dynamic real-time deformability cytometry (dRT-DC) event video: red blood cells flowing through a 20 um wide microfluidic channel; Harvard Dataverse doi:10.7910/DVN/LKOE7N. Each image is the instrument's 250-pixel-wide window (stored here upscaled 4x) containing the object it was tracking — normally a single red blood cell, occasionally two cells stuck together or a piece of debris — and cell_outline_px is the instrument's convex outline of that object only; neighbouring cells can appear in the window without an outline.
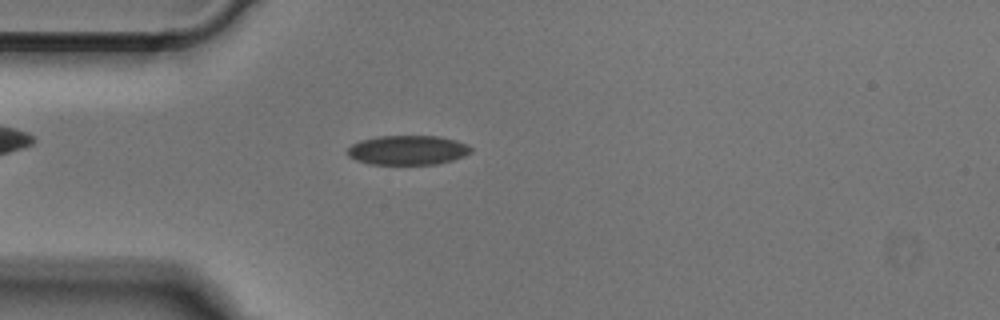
{"species": "Egyptian fruit bat (a non-hibernating species)", "species_latin": "Rousettus aegyptiacus", "temperature_condition": "cold", "stored_images_in_passage": 22, "camera_frame_rate_fps": 3000, "um_per_image_px": 0.085, "animal": {"sex": "male"}, "frame": {"image": 1, "passage_image": 12, "time_ms": 3.667, "image_size_px": [1000, 320], "cell_outline_px": [[472, 152], [464, 156], [452, 160], [436, 164], [368, 164], [356, 160], [348, 156], [348, 148], [352, 144], [360, 140], [376, 136], [440, 136], [456, 140], [468, 144], [472, 148]], "centroid_in_image_um": [34.67, 12.75], "position_along_channel_um": 50.3, "area_um2": 21.33}}
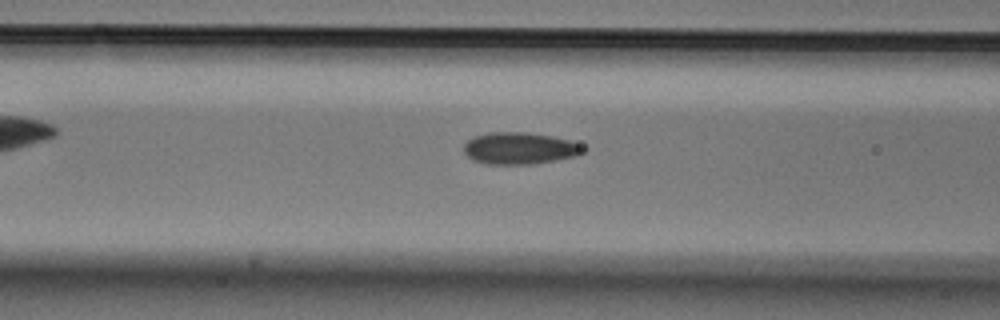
{"frame": {"image": 2, "passage_image": 18, "time_ms": 5.667, "image_size_px": [1000, 320], "cell_outline_px": [[588, 148], [584, 152], [576, 156], [556, 160], [532, 164], [484, 164], [472, 160], [464, 152], [464, 144], [468, 140], [476, 136], [488, 132], [528, 132], [552, 136], [568, 140], [580, 144]], "centroid_in_image_um": [44.18, 12.61], "position_along_channel_um": 122.4, "area_um2": 22.31}}
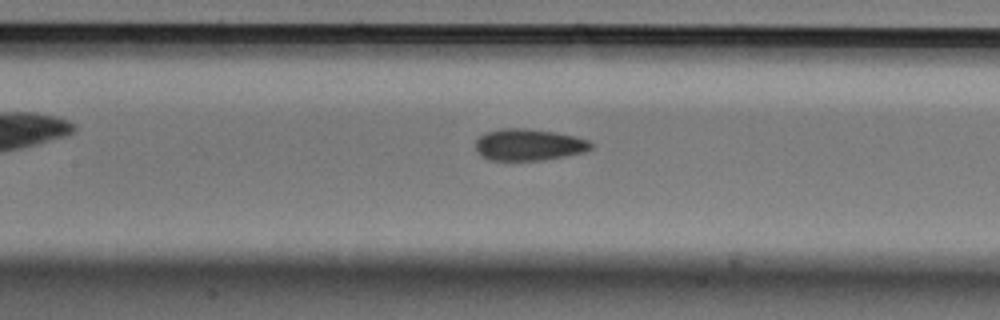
{"frame": {"image": 3, "passage_image": 21, "time_ms": 6.667, "image_size_px": [1000, 320], "cell_outline_px": [[592, 148], [584, 152], [564, 156], [540, 160], [492, 160], [480, 156], [476, 152], [476, 140], [484, 132], [504, 128], [524, 128], [556, 132], [576, 136], [588, 140], [592, 144]], "centroid_in_image_um": [44.92, 12.29], "position_along_channel_um": 162.5, "area_um2": 21.33}}